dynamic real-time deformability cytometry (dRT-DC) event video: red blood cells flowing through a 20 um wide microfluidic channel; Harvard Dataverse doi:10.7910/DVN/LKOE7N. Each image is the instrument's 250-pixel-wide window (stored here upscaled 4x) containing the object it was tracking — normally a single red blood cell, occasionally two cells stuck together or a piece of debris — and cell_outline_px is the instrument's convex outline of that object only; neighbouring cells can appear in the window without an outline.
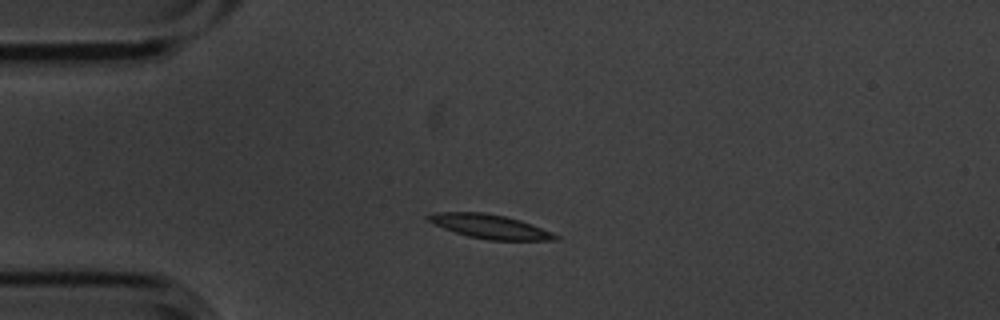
{"species": "common noctule bat (a hibernating species)", "species_latin": "Nyctalus noctula", "temperature_condition": "cold", "stored_images_in_passage": 2, "camera_frame_rate_fps": 3000, "um_per_image_px": 0.085, "animal": {"sex": "male", "body_mass_g": 20.1, "forearm_length_mm": 53.5}, "frame": {"image": 1, "passage_image": 2, "time_ms": 0.333, "image_size_px": [1000, 320], "cell_outline_px": [[560, 240], [488, 240], [468, 236], [432, 224], [424, 216], [436, 212], [484, 212], [504, 216], [520, 220], [532, 224], [552, 232], [560, 236]], "centroid_in_image_um": [41.65, 19.25], "position_along_channel_um": 43.4, "area_um2": 17.86}}